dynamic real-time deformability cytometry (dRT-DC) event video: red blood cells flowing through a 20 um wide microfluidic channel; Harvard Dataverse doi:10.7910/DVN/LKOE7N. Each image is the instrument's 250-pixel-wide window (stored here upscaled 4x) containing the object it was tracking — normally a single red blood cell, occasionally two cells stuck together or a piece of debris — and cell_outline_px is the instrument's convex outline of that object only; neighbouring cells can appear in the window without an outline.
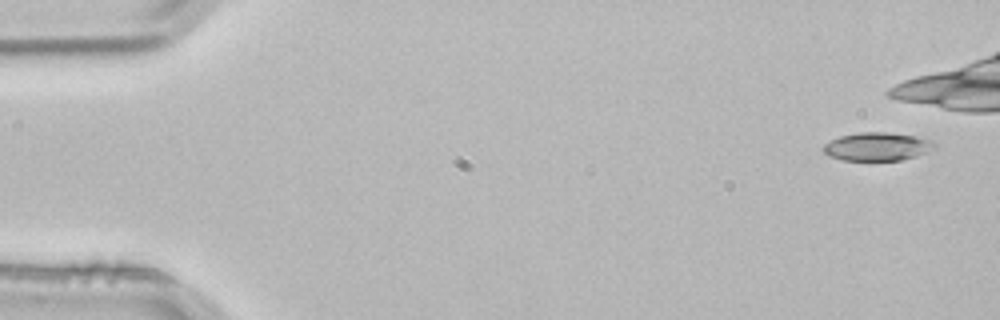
{"species": "common noctule bat (a hibernating species)", "species_latin": "Nyctalus noctula", "temperature_condition": "room temperature", "stored_images_in_passage": 3, "camera_frame_rate_fps": 3000, "um_per_image_px": 0.085, "animal": {"sex": "male", "body_mass_g": 21.5, "forearm_length_mm": 52.0}, "frame": {"image": 1, "passage_image": 1, "time_ms": 0.0, "image_size_px": [1000, 320], "cell_outline_px": [[936, 148], [916, 156], [900, 160], [840, 160], [828, 156], [820, 148], [824, 144], [840, 136], [860, 132], [888, 132], [916, 136], [932, 140], [936, 144]], "centroid_in_image_um": [74.55, 12.46], "position_along_channel_um": 10.4, "area_um2": 18.44}}